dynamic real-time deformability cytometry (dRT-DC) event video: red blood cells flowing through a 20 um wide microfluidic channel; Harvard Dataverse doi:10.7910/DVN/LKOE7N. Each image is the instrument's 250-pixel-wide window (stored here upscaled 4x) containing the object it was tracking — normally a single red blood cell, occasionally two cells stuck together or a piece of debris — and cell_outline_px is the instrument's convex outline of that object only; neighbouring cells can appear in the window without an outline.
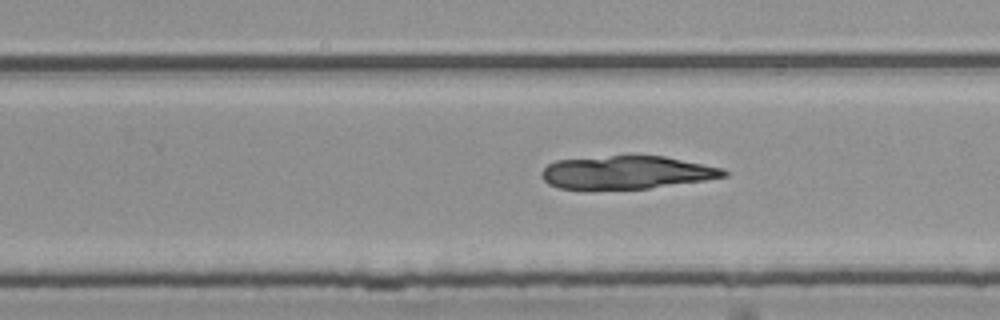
{"species": "common noctule bat (a hibernating species)", "species_latin": "Nyctalus noctula", "temperature_condition": "room temperature", "stored_images_in_passage": 25, "camera_frame_rate_fps": 3000, "um_per_image_px": 0.085, "animal": {"sex": "female", "body_mass_g": 25.1}, "frame": {"image": 1, "passage_image": 22, "time_ms": 7.0, "image_size_px": [1000, 320], "cell_outline_px": [[728, 176], [704, 180], [648, 188], [560, 188], [548, 184], [544, 180], [540, 172], [548, 164], [556, 160], [612, 156], [664, 156], [724, 168], [728, 172]], "centroid_in_image_um": [53.29, 14.64], "position_along_channel_um": 276.5, "area_um2": 34.56}}